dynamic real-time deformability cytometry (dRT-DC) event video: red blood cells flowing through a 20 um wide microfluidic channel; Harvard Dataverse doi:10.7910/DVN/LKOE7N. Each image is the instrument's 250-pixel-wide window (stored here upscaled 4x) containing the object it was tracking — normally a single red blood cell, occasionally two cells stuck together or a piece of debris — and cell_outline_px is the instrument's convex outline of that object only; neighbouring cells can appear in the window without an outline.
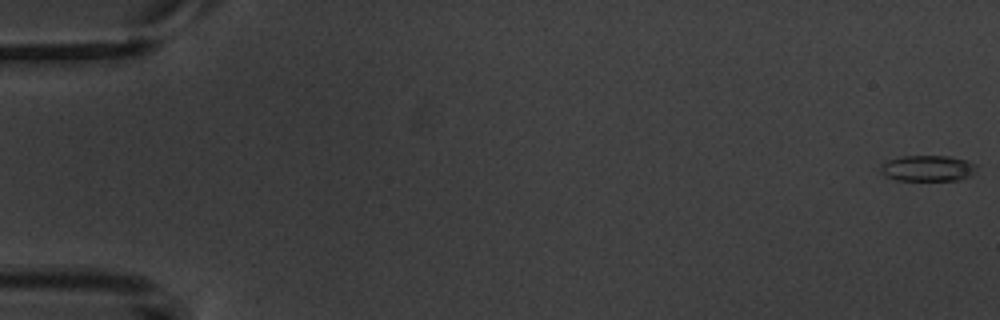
{"species": "common noctule bat (a hibernating species)", "species_latin": "Nyctalus noctula", "temperature_condition": "warm", "stored_images_in_passage": 8, "camera_frame_rate_fps": 3000, "um_per_image_px": 0.085, "animal": {"sex": "male", "body_mass_g": 20.1, "forearm_length_mm": 53.5}, "frame": {"image": 1, "passage_image": 1, "time_ms": 0.0, "image_size_px": [1000, 320], "cell_outline_px": [[980, 164], [972, 176], [960, 180], [896, 180], [884, 176], [880, 172], [880, 168], [884, 160], [900, 156], [952, 156], [968, 160]], "centroid_in_image_um": [78.89, 14.29], "position_along_channel_um": 6.1, "area_um2": 15.03}}
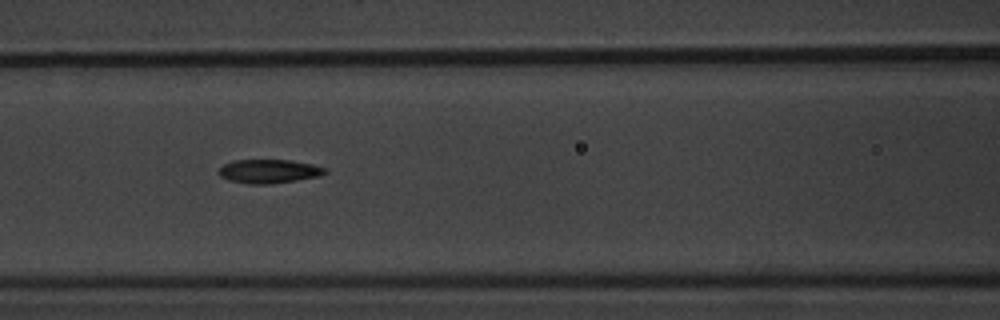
{"frame": {"image": 2, "passage_image": 8, "time_ms": 8.0, "image_size_px": [1000, 320], "cell_outline_px": [[328, 172], [320, 176], [272, 184], [248, 184], [228, 180], [220, 176], [220, 168], [224, 164], [232, 160], [288, 160], [312, 164], [328, 168]], "centroid_in_image_um": [22.89, 14.56], "position_along_channel_um": 143.7, "area_um2": 14.8}}